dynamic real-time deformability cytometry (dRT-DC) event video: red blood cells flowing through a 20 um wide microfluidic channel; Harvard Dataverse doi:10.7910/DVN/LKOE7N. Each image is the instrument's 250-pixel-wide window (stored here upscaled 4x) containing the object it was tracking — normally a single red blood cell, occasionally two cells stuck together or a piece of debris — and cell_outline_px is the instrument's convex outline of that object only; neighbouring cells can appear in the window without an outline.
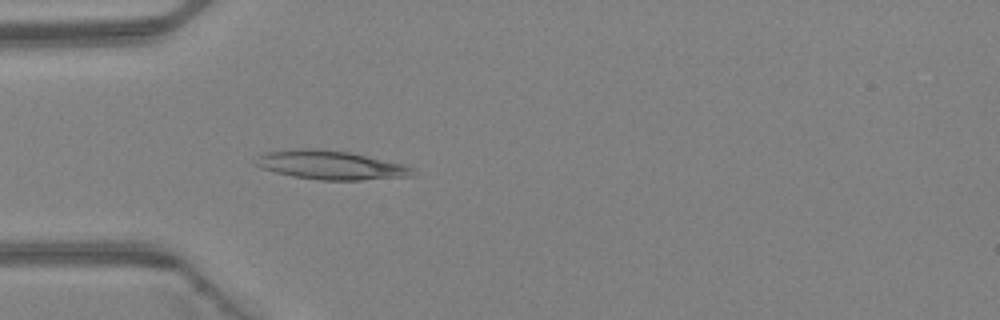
{"species": "Egyptian fruit bat (a non-hibernating species)", "species_latin": "Rousettus aegyptiacus", "temperature_condition": "warm", "stored_images_in_passage": 1, "camera_frame_rate_fps": 3000, "um_per_image_px": 0.085, "animal": {"sex": "female"}, "frame": {"image": 1, "passage_image": 1, "time_ms": 0.0, "image_size_px": [1000, 320], "cell_outline_px": [[416, 176], [360, 180], [320, 180], [292, 176], [260, 168], [252, 164], [260, 156], [268, 152], [300, 148], [312, 148], [348, 152], [404, 164], [412, 168]], "centroid_in_image_um": [28.12, 14.04], "position_along_channel_um": 56.9, "area_um2": 26.24}}